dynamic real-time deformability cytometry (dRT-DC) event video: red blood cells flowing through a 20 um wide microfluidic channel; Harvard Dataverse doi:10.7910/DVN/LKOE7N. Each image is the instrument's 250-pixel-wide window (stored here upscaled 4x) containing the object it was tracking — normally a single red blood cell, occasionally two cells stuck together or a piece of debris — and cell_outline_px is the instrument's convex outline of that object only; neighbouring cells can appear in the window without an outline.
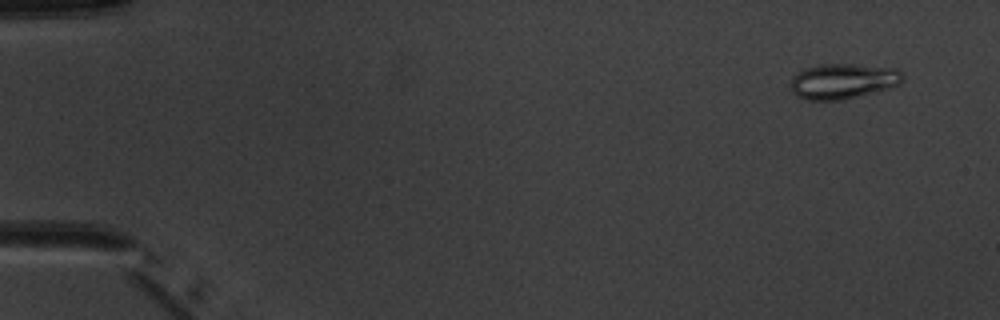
{"species": "common noctule bat (a hibernating species)", "species_latin": "Nyctalus noctula", "temperature_condition": "warm", "stored_images_in_passage": 6, "camera_frame_rate_fps": 3000, "um_per_image_px": 0.085, "animal": {"sex": "male", "body_mass_g": 20.1, "forearm_length_mm": 53.5}, "frame": {"image": 1, "passage_image": 1, "time_ms": 0.0, "image_size_px": [1000, 320], "cell_outline_px": [[904, 80], [900, 84], [892, 88], [876, 92], [840, 100], [808, 100], [796, 96], [792, 92], [788, 84], [792, 76], [796, 72], [804, 68], [820, 64], [856, 64], [896, 68], [904, 76]], "centroid_in_image_um": [71.63, 6.9], "position_along_channel_um": 13.4, "area_um2": 23.58}}
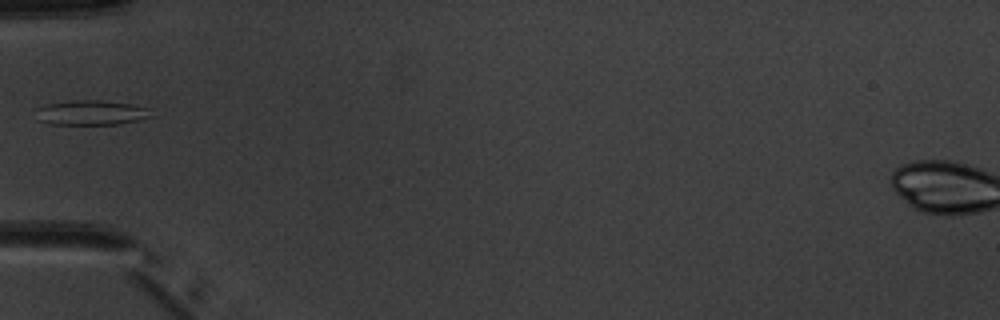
{"frame": {"image": 2, "passage_image": 5, "time_ms": 5.0, "image_size_px": [1000, 320], "cell_outline_px": [[152, 116], [120, 124], [48, 124], [36, 120], [36, 108], [44, 104], [72, 100], [100, 100], [132, 104], [148, 108]], "centroid_in_image_um": [7.67, 9.57], "position_along_channel_um": 77.3, "area_um2": 16.76}}
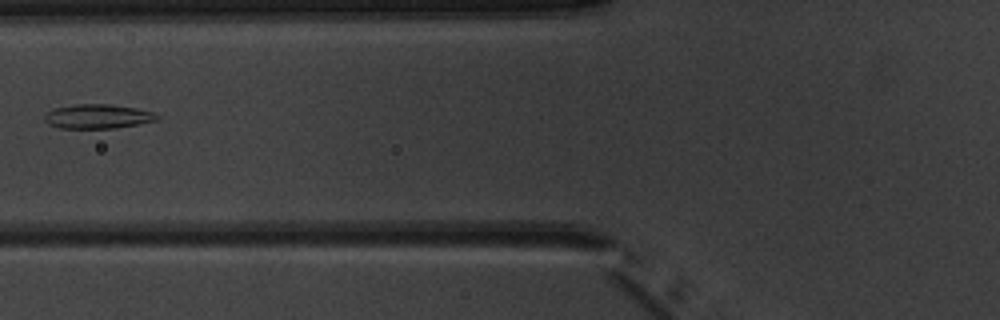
{"frame": {"image": 3, "passage_image": 6, "time_ms": 6.0, "image_size_px": [1000, 320], "cell_outline_px": [[164, 116], [160, 120], [116, 128], [60, 128], [48, 124], [44, 120], [44, 116], [48, 112], [56, 108], [76, 104], [108, 104], [136, 108], [156, 112]], "centroid_in_image_um": [8.41, 9.9], "position_along_channel_um": 117.4, "area_um2": 16.13}}